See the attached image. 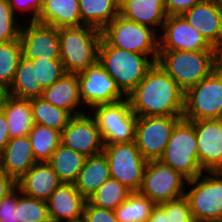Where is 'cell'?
Wrapping results in <instances>:
<instances>
[{"label": "cell", "mask_w": 222, "mask_h": 222, "mask_svg": "<svg viewBox=\"0 0 222 222\" xmlns=\"http://www.w3.org/2000/svg\"><path fill=\"white\" fill-rule=\"evenodd\" d=\"M17 187V181L0 168V200Z\"/></svg>", "instance_id": "43"}, {"label": "cell", "mask_w": 222, "mask_h": 222, "mask_svg": "<svg viewBox=\"0 0 222 222\" xmlns=\"http://www.w3.org/2000/svg\"><path fill=\"white\" fill-rule=\"evenodd\" d=\"M110 176L132 192H138L147 160L141 155L135 141L128 143L104 144Z\"/></svg>", "instance_id": "11"}, {"label": "cell", "mask_w": 222, "mask_h": 222, "mask_svg": "<svg viewBox=\"0 0 222 222\" xmlns=\"http://www.w3.org/2000/svg\"><path fill=\"white\" fill-rule=\"evenodd\" d=\"M18 219L21 222H51L47 201L28 197L18 188Z\"/></svg>", "instance_id": "36"}, {"label": "cell", "mask_w": 222, "mask_h": 222, "mask_svg": "<svg viewBox=\"0 0 222 222\" xmlns=\"http://www.w3.org/2000/svg\"><path fill=\"white\" fill-rule=\"evenodd\" d=\"M20 45L25 58L60 59L59 29L54 26L36 21L23 24Z\"/></svg>", "instance_id": "16"}, {"label": "cell", "mask_w": 222, "mask_h": 222, "mask_svg": "<svg viewBox=\"0 0 222 222\" xmlns=\"http://www.w3.org/2000/svg\"><path fill=\"white\" fill-rule=\"evenodd\" d=\"M146 222H195V220L191 213L189 201L183 196L155 205Z\"/></svg>", "instance_id": "33"}, {"label": "cell", "mask_w": 222, "mask_h": 222, "mask_svg": "<svg viewBox=\"0 0 222 222\" xmlns=\"http://www.w3.org/2000/svg\"><path fill=\"white\" fill-rule=\"evenodd\" d=\"M109 164L104 152L86 157L83 168L74 183L77 190L88 199L110 178Z\"/></svg>", "instance_id": "25"}, {"label": "cell", "mask_w": 222, "mask_h": 222, "mask_svg": "<svg viewBox=\"0 0 222 222\" xmlns=\"http://www.w3.org/2000/svg\"><path fill=\"white\" fill-rule=\"evenodd\" d=\"M28 136L37 162H48L61 143L60 131L39 124H34Z\"/></svg>", "instance_id": "31"}, {"label": "cell", "mask_w": 222, "mask_h": 222, "mask_svg": "<svg viewBox=\"0 0 222 222\" xmlns=\"http://www.w3.org/2000/svg\"><path fill=\"white\" fill-rule=\"evenodd\" d=\"M183 118L189 121L222 119V73L214 69L184 92Z\"/></svg>", "instance_id": "8"}, {"label": "cell", "mask_w": 222, "mask_h": 222, "mask_svg": "<svg viewBox=\"0 0 222 222\" xmlns=\"http://www.w3.org/2000/svg\"><path fill=\"white\" fill-rule=\"evenodd\" d=\"M182 16L212 47L222 41V9L213 0H202Z\"/></svg>", "instance_id": "19"}, {"label": "cell", "mask_w": 222, "mask_h": 222, "mask_svg": "<svg viewBox=\"0 0 222 222\" xmlns=\"http://www.w3.org/2000/svg\"><path fill=\"white\" fill-rule=\"evenodd\" d=\"M102 31L89 25L59 29L60 60L66 73H80L99 58Z\"/></svg>", "instance_id": "2"}, {"label": "cell", "mask_w": 222, "mask_h": 222, "mask_svg": "<svg viewBox=\"0 0 222 222\" xmlns=\"http://www.w3.org/2000/svg\"><path fill=\"white\" fill-rule=\"evenodd\" d=\"M83 218L87 222H119L114 210L96 207L88 200L84 207Z\"/></svg>", "instance_id": "41"}, {"label": "cell", "mask_w": 222, "mask_h": 222, "mask_svg": "<svg viewBox=\"0 0 222 222\" xmlns=\"http://www.w3.org/2000/svg\"><path fill=\"white\" fill-rule=\"evenodd\" d=\"M0 109L6 117L10 139L29 135L34 126L30 99L10 95Z\"/></svg>", "instance_id": "26"}, {"label": "cell", "mask_w": 222, "mask_h": 222, "mask_svg": "<svg viewBox=\"0 0 222 222\" xmlns=\"http://www.w3.org/2000/svg\"><path fill=\"white\" fill-rule=\"evenodd\" d=\"M41 97L50 104L66 110L71 116L85 113L79 110L84 105L80 98L77 73H65L51 86L44 88Z\"/></svg>", "instance_id": "21"}, {"label": "cell", "mask_w": 222, "mask_h": 222, "mask_svg": "<svg viewBox=\"0 0 222 222\" xmlns=\"http://www.w3.org/2000/svg\"><path fill=\"white\" fill-rule=\"evenodd\" d=\"M137 117L183 116L184 91L157 63L127 95Z\"/></svg>", "instance_id": "1"}, {"label": "cell", "mask_w": 222, "mask_h": 222, "mask_svg": "<svg viewBox=\"0 0 222 222\" xmlns=\"http://www.w3.org/2000/svg\"><path fill=\"white\" fill-rule=\"evenodd\" d=\"M32 62L36 79L40 81L43 88L51 86L66 73L60 59L35 58Z\"/></svg>", "instance_id": "37"}, {"label": "cell", "mask_w": 222, "mask_h": 222, "mask_svg": "<svg viewBox=\"0 0 222 222\" xmlns=\"http://www.w3.org/2000/svg\"><path fill=\"white\" fill-rule=\"evenodd\" d=\"M77 74L81 101L90 109L127 98L99 61Z\"/></svg>", "instance_id": "13"}, {"label": "cell", "mask_w": 222, "mask_h": 222, "mask_svg": "<svg viewBox=\"0 0 222 222\" xmlns=\"http://www.w3.org/2000/svg\"><path fill=\"white\" fill-rule=\"evenodd\" d=\"M160 160L187 180L194 179L205 171L198 159L193 121L181 118L176 123Z\"/></svg>", "instance_id": "5"}, {"label": "cell", "mask_w": 222, "mask_h": 222, "mask_svg": "<svg viewBox=\"0 0 222 222\" xmlns=\"http://www.w3.org/2000/svg\"><path fill=\"white\" fill-rule=\"evenodd\" d=\"M101 31L102 37L111 46L147 55L156 63L159 54V34L153 28L118 15Z\"/></svg>", "instance_id": "6"}, {"label": "cell", "mask_w": 222, "mask_h": 222, "mask_svg": "<svg viewBox=\"0 0 222 222\" xmlns=\"http://www.w3.org/2000/svg\"><path fill=\"white\" fill-rule=\"evenodd\" d=\"M98 61L126 95L143 80L146 72L154 65L147 55L111 46L103 37Z\"/></svg>", "instance_id": "3"}, {"label": "cell", "mask_w": 222, "mask_h": 222, "mask_svg": "<svg viewBox=\"0 0 222 222\" xmlns=\"http://www.w3.org/2000/svg\"><path fill=\"white\" fill-rule=\"evenodd\" d=\"M133 192L114 178H109L100 188L87 200L99 208L115 210Z\"/></svg>", "instance_id": "32"}, {"label": "cell", "mask_w": 222, "mask_h": 222, "mask_svg": "<svg viewBox=\"0 0 222 222\" xmlns=\"http://www.w3.org/2000/svg\"><path fill=\"white\" fill-rule=\"evenodd\" d=\"M187 184L192 187L186 188L185 197L193 219L222 221V171H204Z\"/></svg>", "instance_id": "7"}, {"label": "cell", "mask_w": 222, "mask_h": 222, "mask_svg": "<svg viewBox=\"0 0 222 222\" xmlns=\"http://www.w3.org/2000/svg\"><path fill=\"white\" fill-rule=\"evenodd\" d=\"M73 222H87L84 218H81V219H79V220H75V221H73Z\"/></svg>", "instance_id": "48"}, {"label": "cell", "mask_w": 222, "mask_h": 222, "mask_svg": "<svg viewBox=\"0 0 222 222\" xmlns=\"http://www.w3.org/2000/svg\"><path fill=\"white\" fill-rule=\"evenodd\" d=\"M0 222H21L18 219V187L0 200Z\"/></svg>", "instance_id": "39"}, {"label": "cell", "mask_w": 222, "mask_h": 222, "mask_svg": "<svg viewBox=\"0 0 222 222\" xmlns=\"http://www.w3.org/2000/svg\"><path fill=\"white\" fill-rule=\"evenodd\" d=\"M86 156L60 143L48 163L62 183L74 184L83 168Z\"/></svg>", "instance_id": "28"}, {"label": "cell", "mask_w": 222, "mask_h": 222, "mask_svg": "<svg viewBox=\"0 0 222 222\" xmlns=\"http://www.w3.org/2000/svg\"><path fill=\"white\" fill-rule=\"evenodd\" d=\"M202 0H164L167 15H183Z\"/></svg>", "instance_id": "42"}, {"label": "cell", "mask_w": 222, "mask_h": 222, "mask_svg": "<svg viewBox=\"0 0 222 222\" xmlns=\"http://www.w3.org/2000/svg\"><path fill=\"white\" fill-rule=\"evenodd\" d=\"M10 140V133L8 124L3 111L0 109V153L4 150L5 146Z\"/></svg>", "instance_id": "44"}, {"label": "cell", "mask_w": 222, "mask_h": 222, "mask_svg": "<svg viewBox=\"0 0 222 222\" xmlns=\"http://www.w3.org/2000/svg\"><path fill=\"white\" fill-rule=\"evenodd\" d=\"M155 205L149 198L133 192L114 211L119 222H146Z\"/></svg>", "instance_id": "34"}, {"label": "cell", "mask_w": 222, "mask_h": 222, "mask_svg": "<svg viewBox=\"0 0 222 222\" xmlns=\"http://www.w3.org/2000/svg\"><path fill=\"white\" fill-rule=\"evenodd\" d=\"M36 22L58 29L84 25L80 19L79 0H43Z\"/></svg>", "instance_id": "24"}, {"label": "cell", "mask_w": 222, "mask_h": 222, "mask_svg": "<svg viewBox=\"0 0 222 222\" xmlns=\"http://www.w3.org/2000/svg\"><path fill=\"white\" fill-rule=\"evenodd\" d=\"M15 16L10 7L9 0H0V42H8L20 38L21 19L19 20V17Z\"/></svg>", "instance_id": "38"}, {"label": "cell", "mask_w": 222, "mask_h": 222, "mask_svg": "<svg viewBox=\"0 0 222 222\" xmlns=\"http://www.w3.org/2000/svg\"><path fill=\"white\" fill-rule=\"evenodd\" d=\"M222 9V0H213Z\"/></svg>", "instance_id": "47"}, {"label": "cell", "mask_w": 222, "mask_h": 222, "mask_svg": "<svg viewBox=\"0 0 222 222\" xmlns=\"http://www.w3.org/2000/svg\"><path fill=\"white\" fill-rule=\"evenodd\" d=\"M10 96L9 86L0 80V108Z\"/></svg>", "instance_id": "46"}, {"label": "cell", "mask_w": 222, "mask_h": 222, "mask_svg": "<svg viewBox=\"0 0 222 222\" xmlns=\"http://www.w3.org/2000/svg\"><path fill=\"white\" fill-rule=\"evenodd\" d=\"M183 116L137 117L135 143L147 160H159L167 146L176 123Z\"/></svg>", "instance_id": "12"}, {"label": "cell", "mask_w": 222, "mask_h": 222, "mask_svg": "<svg viewBox=\"0 0 222 222\" xmlns=\"http://www.w3.org/2000/svg\"><path fill=\"white\" fill-rule=\"evenodd\" d=\"M89 112L72 116L61 132V143L86 157L102 153L104 149L99 128Z\"/></svg>", "instance_id": "15"}, {"label": "cell", "mask_w": 222, "mask_h": 222, "mask_svg": "<svg viewBox=\"0 0 222 222\" xmlns=\"http://www.w3.org/2000/svg\"><path fill=\"white\" fill-rule=\"evenodd\" d=\"M101 133L104 144L128 143L135 141L137 116L133 113L128 99L100 104L90 109Z\"/></svg>", "instance_id": "9"}, {"label": "cell", "mask_w": 222, "mask_h": 222, "mask_svg": "<svg viewBox=\"0 0 222 222\" xmlns=\"http://www.w3.org/2000/svg\"><path fill=\"white\" fill-rule=\"evenodd\" d=\"M87 199L72 183H61L47 200L51 222H73L83 218Z\"/></svg>", "instance_id": "18"}, {"label": "cell", "mask_w": 222, "mask_h": 222, "mask_svg": "<svg viewBox=\"0 0 222 222\" xmlns=\"http://www.w3.org/2000/svg\"><path fill=\"white\" fill-rule=\"evenodd\" d=\"M43 90L40 81L36 79L32 59L21 55L14 80L9 87L10 95L31 99L42 96Z\"/></svg>", "instance_id": "29"}, {"label": "cell", "mask_w": 222, "mask_h": 222, "mask_svg": "<svg viewBox=\"0 0 222 222\" xmlns=\"http://www.w3.org/2000/svg\"><path fill=\"white\" fill-rule=\"evenodd\" d=\"M195 222H222V221H211V220H207V221H198V220H195Z\"/></svg>", "instance_id": "49"}, {"label": "cell", "mask_w": 222, "mask_h": 222, "mask_svg": "<svg viewBox=\"0 0 222 222\" xmlns=\"http://www.w3.org/2000/svg\"><path fill=\"white\" fill-rule=\"evenodd\" d=\"M198 159L205 171H222V119L193 121Z\"/></svg>", "instance_id": "17"}, {"label": "cell", "mask_w": 222, "mask_h": 222, "mask_svg": "<svg viewBox=\"0 0 222 222\" xmlns=\"http://www.w3.org/2000/svg\"><path fill=\"white\" fill-rule=\"evenodd\" d=\"M119 2L120 0H79L81 22L102 30L119 15Z\"/></svg>", "instance_id": "27"}, {"label": "cell", "mask_w": 222, "mask_h": 222, "mask_svg": "<svg viewBox=\"0 0 222 222\" xmlns=\"http://www.w3.org/2000/svg\"><path fill=\"white\" fill-rule=\"evenodd\" d=\"M21 55L20 38L0 42V80L9 87L14 80Z\"/></svg>", "instance_id": "35"}, {"label": "cell", "mask_w": 222, "mask_h": 222, "mask_svg": "<svg viewBox=\"0 0 222 222\" xmlns=\"http://www.w3.org/2000/svg\"><path fill=\"white\" fill-rule=\"evenodd\" d=\"M119 15L160 32L168 16L164 0H120Z\"/></svg>", "instance_id": "23"}, {"label": "cell", "mask_w": 222, "mask_h": 222, "mask_svg": "<svg viewBox=\"0 0 222 222\" xmlns=\"http://www.w3.org/2000/svg\"><path fill=\"white\" fill-rule=\"evenodd\" d=\"M187 179L159 160L147 162L138 193L156 205L185 196Z\"/></svg>", "instance_id": "10"}, {"label": "cell", "mask_w": 222, "mask_h": 222, "mask_svg": "<svg viewBox=\"0 0 222 222\" xmlns=\"http://www.w3.org/2000/svg\"><path fill=\"white\" fill-rule=\"evenodd\" d=\"M10 7L13 11V13L17 16H19V12L25 14L31 13L28 16L29 19L26 21H37L38 16L41 12V8L43 6V0H9ZM31 18V19H30Z\"/></svg>", "instance_id": "40"}, {"label": "cell", "mask_w": 222, "mask_h": 222, "mask_svg": "<svg viewBox=\"0 0 222 222\" xmlns=\"http://www.w3.org/2000/svg\"><path fill=\"white\" fill-rule=\"evenodd\" d=\"M159 35V51H215L182 15H169Z\"/></svg>", "instance_id": "14"}, {"label": "cell", "mask_w": 222, "mask_h": 222, "mask_svg": "<svg viewBox=\"0 0 222 222\" xmlns=\"http://www.w3.org/2000/svg\"><path fill=\"white\" fill-rule=\"evenodd\" d=\"M215 69L222 73V41L214 48Z\"/></svg>", "instance_id": "45"}, {"label": "cell", "mask_w": 222, "mask_h": 222, "mask_svg": "<svg viewBox=\"0 0 222 222\" xmlns=\"http://www.w3.org/2000/svg\"><path fill=\"white\" fill-rule=\"evenodd\" d=\"M35 163L37 161L28 135L10 139L0 153V168L16 181Z\"/></svg>", "instance_id": "22"}, {"label": "cell", "mask_w": 222, "mask_h": 222, "mask_svg": "<svg viewBox=\"0 0 222 222\" xmlns=\"http://www.w3.org/2000/svg\"><path fill=\"white\" fill-rule=\"evenodd\" d=\"M34 124L47 126L60 132L72 117L66 110L50 104L43 97L30 99Z\"/></svg>", "instance_id": "30"}, {"label": "cell", "mask_w": 222, "mask_h": 222, "mask_svg": "<svg viewBox=\"0 0 222 222\" xmlns=\"http://www.w3.org/2000/svg\"><path fill=\"white\" fill-rule=\"evenodd\" d=\"M156 63L185 92L215 69V51H159Z\"/></svg>", "instance_id": "4"}, {"label": "cell", "mask_w": 222, "mask_h": 222, "mask_svg": "<svg viewBox=\"0 0 222 222\" xmlns=\"http://www.w3.org/2000/svg\"><path fill=\"white\" fill-rule=\"evenodd\" d=\"M61 183L48 162H37L17 180V187L28 197L47 201Z\"/></svg>", "instance_id": "20"}]
</instances>
